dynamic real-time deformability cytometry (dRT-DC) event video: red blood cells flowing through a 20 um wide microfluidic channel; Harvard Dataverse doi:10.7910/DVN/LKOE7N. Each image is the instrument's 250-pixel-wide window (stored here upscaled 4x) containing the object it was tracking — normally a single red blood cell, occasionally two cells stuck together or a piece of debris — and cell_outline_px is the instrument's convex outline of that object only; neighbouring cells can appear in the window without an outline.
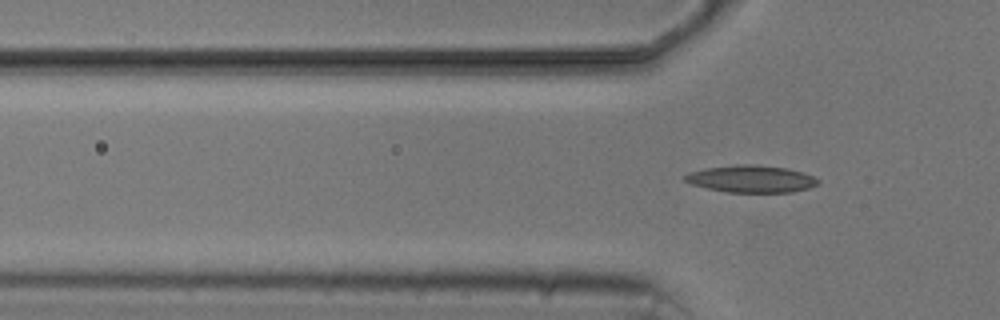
{"species": "common noctule bat (a hibernating species)", "species_latin": "Nyctalus noctula", "temperature_condition": "cold", "stored_images_in_passage": 7, "segment_of_instrument_passage": [2, 2], "camera_frame_rate_fps": 3000, "um_per_image_px": 0.085, "animal": {"sex": "male", "body_mass_g": 20.5, "forearm_length_mm": 52.5}, "frame": {"image": 1, "passage_image": 7, "time_ms": 6.667, "image_size_px": [1000, 320], "cell_outline_px": [[820, 184], [808, 188], [792, 192], [728, 192], [708, 188], [692, 184], [684, 180], [684, 176], [688, 172], [704, 168], [736, 164], [752, 164], [788, 168], [804, 172], [820, 180]], "centroid_in_image_um": [63.87, 15.19], "position_along_channel_um": 61.9, "area_um2": 21.15}}